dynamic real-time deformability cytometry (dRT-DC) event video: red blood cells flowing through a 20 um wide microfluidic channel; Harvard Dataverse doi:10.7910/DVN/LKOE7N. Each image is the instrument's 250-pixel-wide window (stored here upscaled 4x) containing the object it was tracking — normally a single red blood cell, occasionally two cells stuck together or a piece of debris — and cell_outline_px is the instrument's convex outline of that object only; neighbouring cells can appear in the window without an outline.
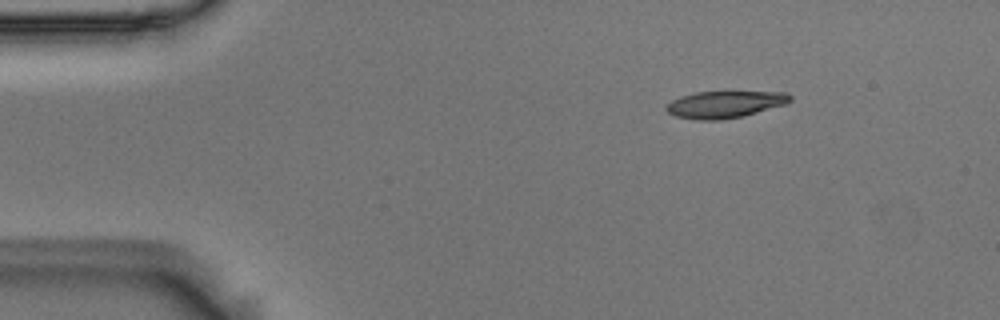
{"species": "Egyptian fruit bat (a non-hibernating species)", "species_latin": "Rousettus aegyptiacus", "temperature_condition": "room temperature", "stored_images_in_passage": 48, "camera_frame_rate_fps": 3000, "um_per_image_px": 0.085, "animal": {"sex": "male"}, "frame": {"image": 1, "passage_image": 1, "time_ms": 0.0, "image_size_px": [1000, 320], "cell_outline_px": [[792, 100], [788, 104], [744, 116], [720, 120], [700, 120], [676, 116], [668, 112], [664, 108], [672, 100], [680, 96], [696, 92], [788, 92], [792, 96]], "centroid_in_image_um": [61.66, 8.87], "position_along_channel_um": 23.3, "area_um2": 19.54}}
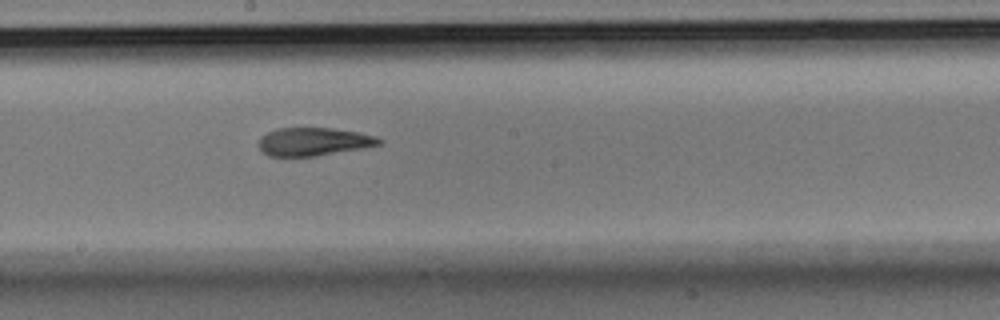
{"frame": {"image": 2, "passage_image": 23, "time_ms": 7.333, "image_size_px": [1000, 320], "cell_outline_px": [[384, 140], [380, 144], [364, 148], [316, 156], [268, 156], [260, 148], [260, 136], [276, 128], [332, 128], [360, 132], [376, 136]], "centroid_in_image_um": [26.7, 12.03], "position_along_channel_um": 221.5, "area_um2": 19.77}}
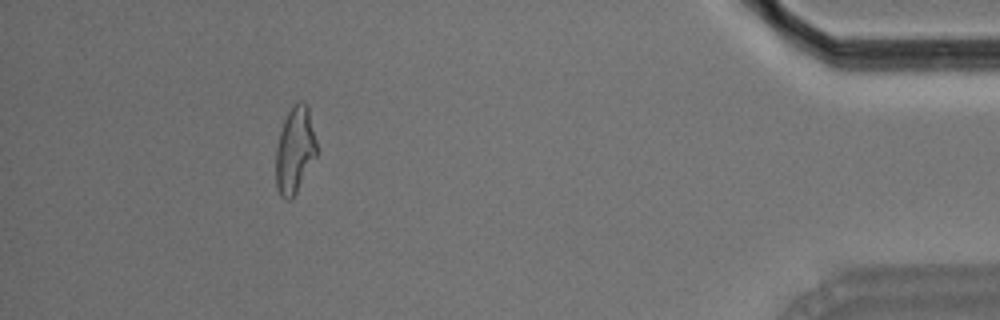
{"frame": {"image": 3, "passage_image": 43, "time_ms": 14.0, "image_size_px": [1000, 320], "cell_outline_px": [[316, 156], [292, 200], [284, 200], [280, 196], [276, 188], [276, 148], [280, 132], [284, 120], [288, 112], [296, 100], [304, 100], [308, 104], [316, 140]], "centroid_in_image_um": [25.06, 12.74], "position_along_channel_um": 410.1, "area_um2": 20.75}, "authors_computed_cell_mechanics": {"area_um2": 20.7213, "velocity_mm_per_s": 3.6749, "shape_relaxation_time_tau1_ms": 6.7171, "shape_relaxation_time_tau2_ms": 3.0907, "deformation_change_tau1": 0.2158, "deformation_change_tau2": 0.1138}}